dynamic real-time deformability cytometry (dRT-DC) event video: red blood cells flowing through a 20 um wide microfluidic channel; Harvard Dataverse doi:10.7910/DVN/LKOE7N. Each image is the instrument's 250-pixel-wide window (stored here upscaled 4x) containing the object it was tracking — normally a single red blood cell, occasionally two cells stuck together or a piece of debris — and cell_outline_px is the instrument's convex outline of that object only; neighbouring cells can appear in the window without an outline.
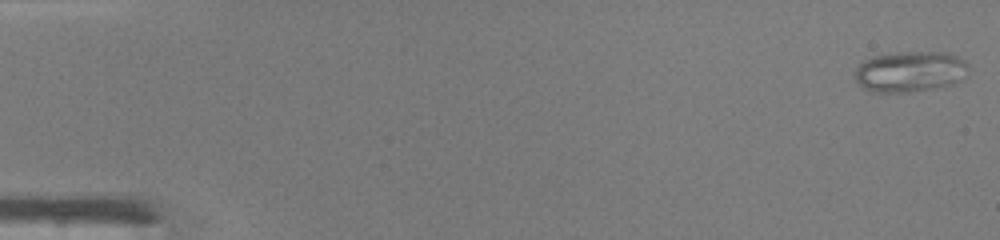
{"species": "common noctule bat (a hibernating species)", "species_latin": "Nyctalus noctula", "temperature_condition": "warm", "stored_images_in_passage": 47, "camera_frame_rate_fps": 3000, "um_per_image_px": 0.085, "animal": {"sex": "male", "body_mass_g": 19.0, "forearm_length_mm": 50.8}, "frame": {"image": 1, "passage_image": 1, "time_ms": 0.0, "image_size_px": [1000, 240], "cell_outline_px": [[968, 76], [952, 84], [932, 88], [908, 92], [868, 92], [856, 80], [856, 68], [860, 60], [872, 56], [896, 52], [948, 52], [964, 60], [968, 64]], "centroid_in_image_um": [77.35, 6.07], "position_along_channel_um": 7.7, "area_um2": 27.28}}
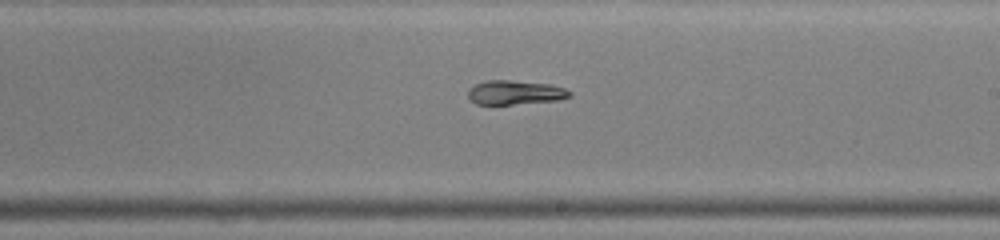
{"frame": {"image": 2, "passage_image": 28, "time_ms": 9.0, "image_size_px": [1000, 240], "cell_outline_px": [[572, 96], [556, 100], [512, 104], [476, 104], [468, 96], [468, 88], [476, 84], [488, 80], [508, 80], [552, 84], [564, 88], [572, 92]], "centroid_in_image_um": [43.79, 7.85], "position_along_channel_um": 245.2, "area_um2": 14.22}}
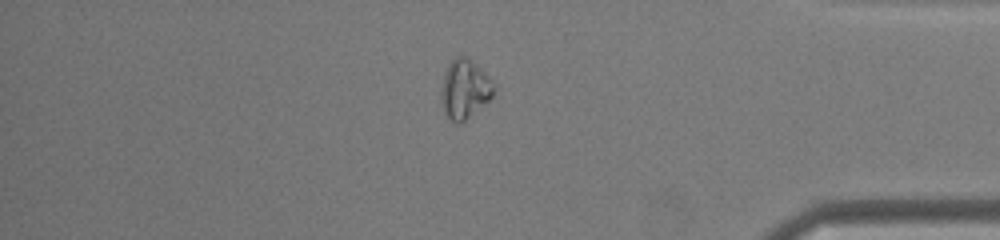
{"frame": {"image": 3, "passage_image": 40, "time_ms": 13.0, "image_size_px": [1000, 240], "cell_outline_px": [[496, 88], [492, 96], [488, 100], [460, 124], [456, 124], [444, 112], [440, 100], [440, 92], [444, 76], [448, 64], [456, 56], [464, 56], [472, 60], [496, 84]], "centroid_in_image_um": [39.49, 7.56], "position_along_channel_um": 395.7, "area_um2": 18.03}}